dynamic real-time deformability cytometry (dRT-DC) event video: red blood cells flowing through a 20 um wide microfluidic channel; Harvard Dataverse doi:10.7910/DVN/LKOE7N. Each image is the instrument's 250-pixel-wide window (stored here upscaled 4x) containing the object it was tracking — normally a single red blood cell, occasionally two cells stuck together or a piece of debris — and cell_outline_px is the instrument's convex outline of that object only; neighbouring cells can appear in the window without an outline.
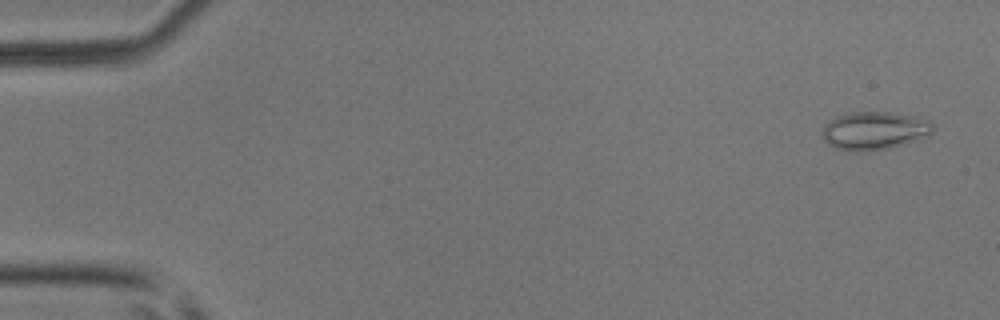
{"species": "common noctule bat (a hibernating species)", "species_latin": "Nyctalus noctula", "temperature_condition": "room temperature", "stored_images_in_passage": 4, "camera_frame_rate_fps": 3000, "um_per_image_px": 0.085, "animal": {"sex": "male", "body_mass_g": 17.9, "forearm_length_mm": 54.2}, "frame": {"image": 1, "passage_image": 1, "time_ms": 0.0, "image_size_px": [1000, 320], "cell_outline_px": [[932, 132], [928, 136], [920, 140], [888, 148], [860, 152], [848, 152], [836, 148], [828, 144], [824, 140], [824, 124], [836, 116], [848, 112], [896, 112], [920, 116], [928, 120], [932, 124]], "centroid_in_image_um": [74.35, 11.1], "position_along_channel_um": 10.7, "area_um2": 24.97}}